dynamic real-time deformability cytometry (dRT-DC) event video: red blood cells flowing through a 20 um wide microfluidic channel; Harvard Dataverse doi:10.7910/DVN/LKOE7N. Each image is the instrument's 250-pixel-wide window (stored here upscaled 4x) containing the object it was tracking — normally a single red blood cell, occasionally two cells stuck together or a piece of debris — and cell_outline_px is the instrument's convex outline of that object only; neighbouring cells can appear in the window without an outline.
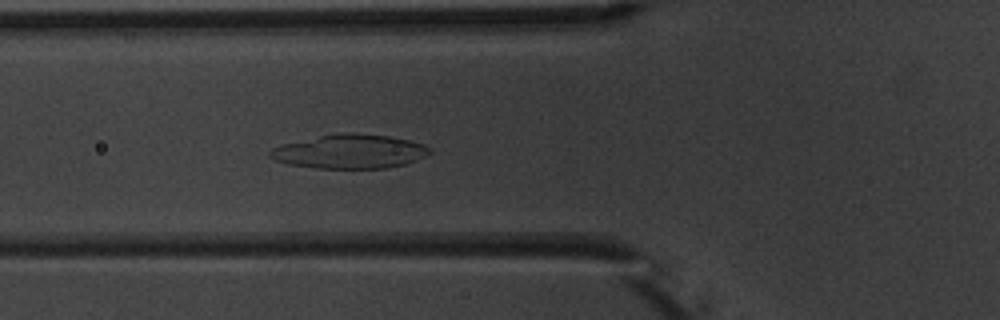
{"species": "common noctule bat (a hibernating species)", "species_latin": "Nyctalus noctula", "temperature_condition": "warm", "stored_images_in_passage": 6, "camera_frame_rate_fps": 3000, "um_per_image_px": 0.085, "animal": {"sex": "male", "body_mass_g": 20.1, "forearm_length_mm": 53.5}, "frame": {"image": 1, "passage_image": 6, "time_ms": 5.667, "image_size_px": [1000, 320], "cell_outline_px": [[432, 152], [416, 160], [404, 164], [384, 168], [320, 168], [288, 164], [276, 160], [268, 156], [268, 152], [272, 148], [280, 144], [320, 136], [348, 132], [388, 136], [408, 140], [424, 144], [432, 148]], "centroid_in_image_um": [29.73, 12.88], "position_along_channel_um": 96.1, "area_um2": 31.44}}